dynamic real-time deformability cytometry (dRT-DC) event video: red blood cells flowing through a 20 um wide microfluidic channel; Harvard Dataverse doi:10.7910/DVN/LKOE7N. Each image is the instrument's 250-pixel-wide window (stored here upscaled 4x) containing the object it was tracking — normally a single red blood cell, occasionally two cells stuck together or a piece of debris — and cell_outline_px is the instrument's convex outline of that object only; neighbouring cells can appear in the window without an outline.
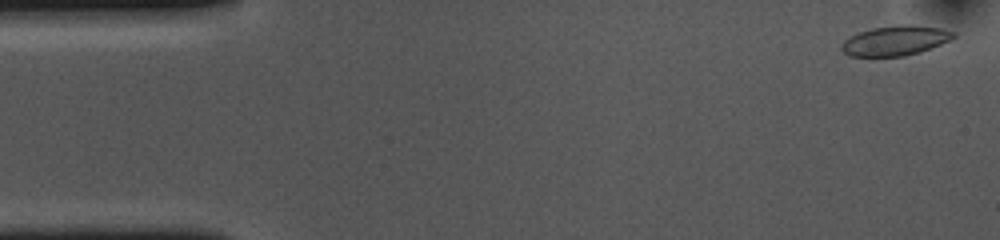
{"species": "common noctule bat (a hibernating species)", "species_latin": "Nyctalus noctula", "temperature_condition": "cold", "stored_images_in_passage": 54, "camera_frame_rate_fps": 3000, "um_per_image_px": 0.085, "animal": {"sex": "female", "body_mass_g": 10.0, "forearm_length_mm": 53.1}, "frame": {"image": 1, "passage_image": 2, "time_ms": 0.333, "image_size_px": [1000, 240], "cell_outline_px": [[956, 36], [940, 44], [920, 52], [904, 56], [848, 56], [840, 48], [840, 44], [844, 40], [860, 32], [872, 28], [896, 24], [912, 24], [940, 28], [956, 32]], "centroid_in_image_um": [76.09, 3.44], "position_along_channel_um": 8.9, "area_um2": 19.48}}
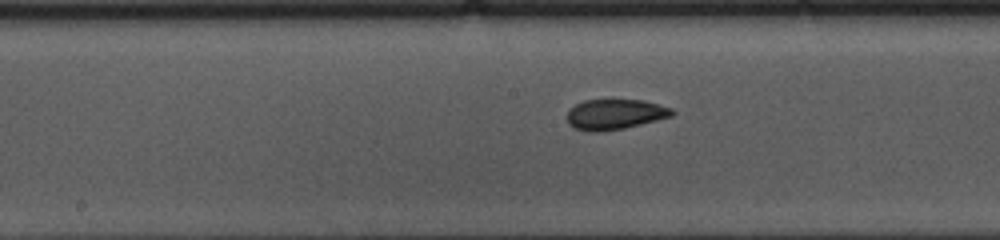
{"frame": {"image": 2, "passage_image": 26, "time_ms": 8.333, "image_size_px": [1000, 240], "cell_outline_px": [[676, 112], [672, 116], [624, 128], [600, 132], [588, 132], [572, 128], [568, 124], [568, 108], [584, 100], [644, 100], [672, 108]], "centroid_in_image_um": [52.24, 9.72], "position_along_channel_um": 196.0, "area_um2": 18.67}}
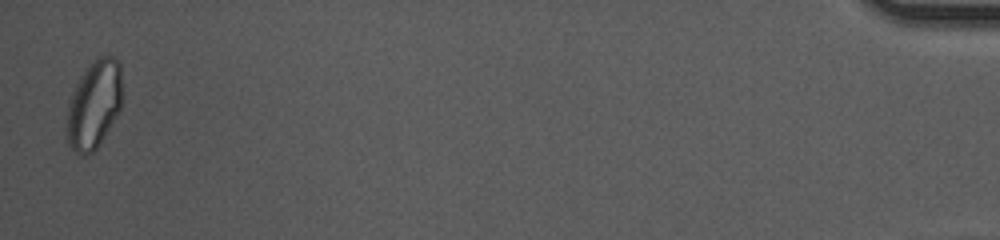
{"frame": {"image": 3, "passage_image": 53, "time_ms": 17.333, "image_size_px": [1000, 240], "cell_outline_px": [[120, 112], [96, 148], [88, 156], [80, 156], [68, 144], [64, 132], [64, 124], [72, 92], [80, 76], [88, 64], [96, 56], [112, 56], [120, 60]], "centroid_in_image_um": [7.95, 8.91], "position_along_channel_um": 427.3, "area_um2": 28.9}, "authors_computed_cell_mechanics": {"area_um2": 19.6231, "velocity_mm_per_s": 3.6592, "shape_relaxation_time_tau1_ms": 7.9299, "shape_relaxation_time_tau2_ms": 3.0669, "deformation_change_tau1": 0.1319, "deformation_change_tau2": 0.0622}}